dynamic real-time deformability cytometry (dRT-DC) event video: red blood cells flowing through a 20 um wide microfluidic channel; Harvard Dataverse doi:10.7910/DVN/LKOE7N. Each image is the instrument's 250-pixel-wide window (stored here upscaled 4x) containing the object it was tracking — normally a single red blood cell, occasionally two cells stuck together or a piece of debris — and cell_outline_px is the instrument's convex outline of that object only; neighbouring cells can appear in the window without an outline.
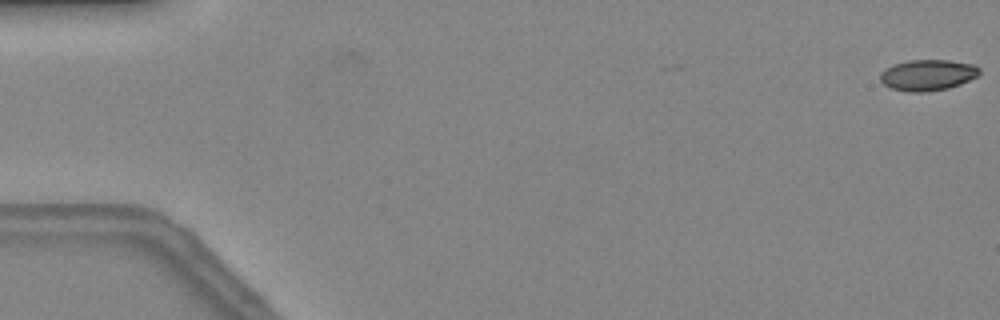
{"species": "common noctule bat (a hibernating species)", "species_latin": "Nyctalus noctula", "temperature_condition": "warm", "stored_images_in_passage": 48, "camera_frame_rate_fps": 3000, "um_per_image_px": 0.085, "animal": {"sex": "female", "body_mass_g": 24.6, "forearm_length_mm": 56.2}, "frame": {"image": 1, "passage_image": 1, "time_ms": 0.0, "image_size_px": [1000, 320], "cell_outline_px": [[980, 76], [960, 84], [948, 88], [924, 92], [908, 92], [892, 88], [884, 84], [880, 80], [880, 72], [896, 64], [908, 60], [948, 60], [972, 64], [980, 68]], "centroid_in_image_um": [78.89, 6.38], "position_along_channel_um": 6.1, "area_um2": 17.86}}
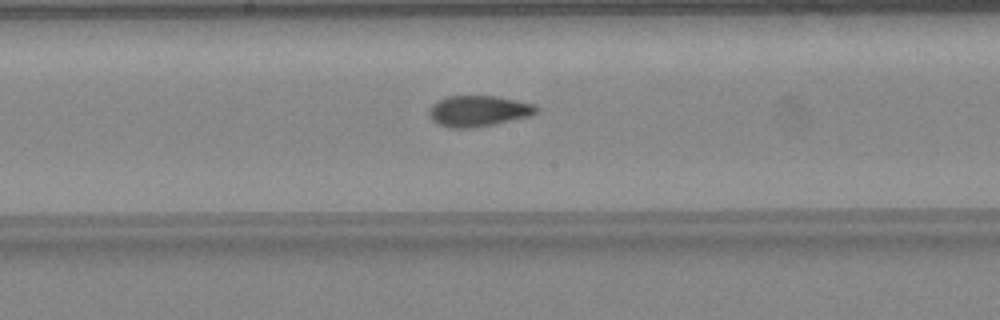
{"frame": {"image": 2, "passage_image": 26, "time_ms": 8.333, "image_size_px": [1000, 320], "cell_outline_px": [[540, 108], [532, 116], [476, 128], [448, 128], [432, 120], [428, 112], [432, 104], [448, 96], [496, 96], [536, 104]], "centroid_in_image_um": [40.71, 9.44], "position_along_channel_um": 207.5, "area_um2": 19.48}}
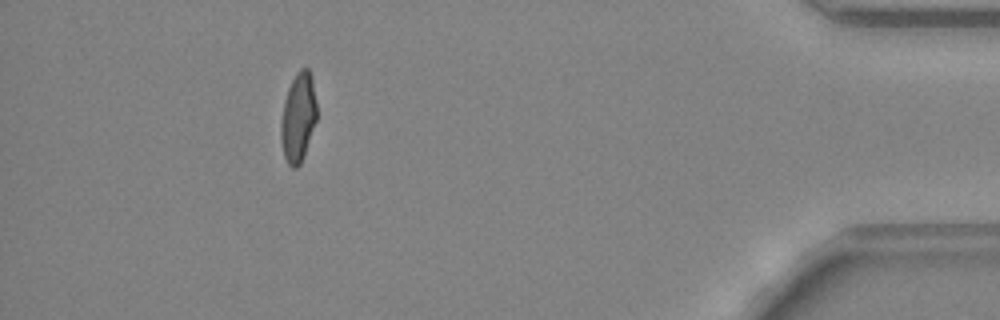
{"frame": {"image": 3, "passage_image": 44, "time_ms": 14.333, "image_size_px": [1000, 320], "cell_outline_px": [[316, 120], [300, 164], [296, 168], [292, 168], [288, 164], [284, 156], [280, 140], [280, 124], [284, 100], [288, 88], [296, 72], [300, 68], [308, 68], [312, 76], [316, 100]], "centroid_in_image_um": [25.33, 9.95], "position_along_channel_um": 409.9, "area_um2": 18.61}, "authors_computed_cell_mechanics": {"area_um2": 18.9873, "velocity_mm_per_s": 4.353, "shape_relaxation_time_tau1_ms": 6.9815, "shape_relaxation_time_tau2_ms": 1.2632, "deformation_change_tau1": 0.1866, "deformation_change_tau2": 0.0723}}